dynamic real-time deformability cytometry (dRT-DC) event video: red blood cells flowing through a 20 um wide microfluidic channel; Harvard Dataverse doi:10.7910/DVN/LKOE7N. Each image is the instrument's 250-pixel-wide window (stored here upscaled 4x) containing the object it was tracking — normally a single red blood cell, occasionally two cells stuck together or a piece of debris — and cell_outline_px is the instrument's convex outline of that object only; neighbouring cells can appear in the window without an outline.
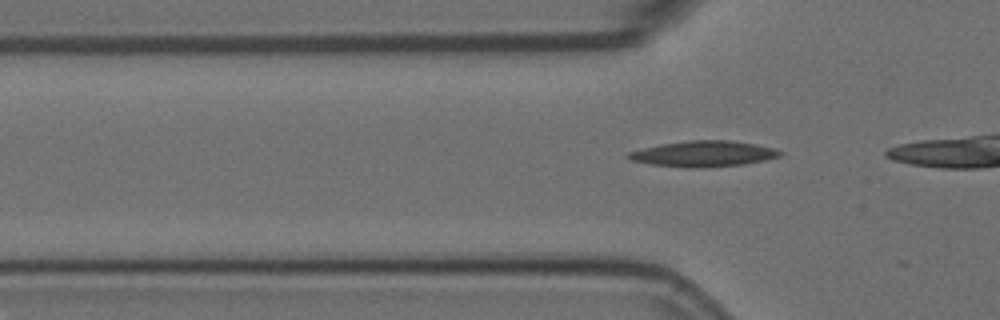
{"species": "Egyptian fruit bat (a non-hibernating species)", "species_latin": "Rousettus aegyptiacus", "temperature_condition": "room temperature", "stored_images_in_passage": 3, "camera_frame_rate_fps": 3000, "um_per_image_px": 0.085, "animal": {"sex": "female"}, "frame": {"image": 1, "passage_image": 3, "time_ms": 0.667, "image_size_px": [1000, 320], "cell_outline_px": [[784, 152], [780, 156], [764, 160], [744, 164], [704, 168], [684, 168], [652, 164], [632, 160], [624, 156], [628, 152], [660, 144], [688, 140], [732, 140], [756, 144], [772, 148]], "centroid_in_image_um": [59.79, 13.07], "position_along_channel_um": 66.0, "area_um2": 22.89}}